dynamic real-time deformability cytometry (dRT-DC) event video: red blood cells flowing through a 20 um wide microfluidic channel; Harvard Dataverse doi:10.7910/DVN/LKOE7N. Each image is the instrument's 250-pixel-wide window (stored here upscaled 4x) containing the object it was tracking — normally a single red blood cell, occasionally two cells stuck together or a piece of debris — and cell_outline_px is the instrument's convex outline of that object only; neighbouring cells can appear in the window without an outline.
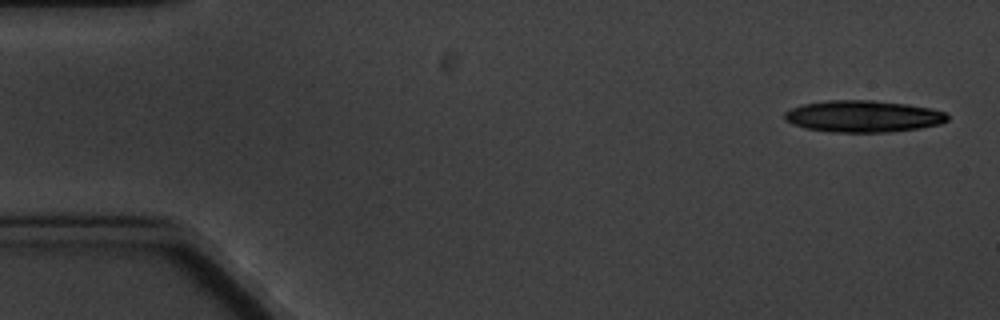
{"species": "common noctule bat (a hibernating species)", "species_latin": "Nyctalus noctula", "temperature_condition": "cold", "stored_images_in_passage": 6, "camera_frame_rate_fps": 3000, "um_per_image_px": 0.085, "animal": {"sex": "male", "body_mass_g": 20.1, "forearm_length_mm": 53.5}, "frame": {"image": 1, "passage_image": 1, "time_ms": 0.0, "image_size_px": [1000, 320], "cell_outline_px": [[948, 120], [940, 124], [920, 128], [888, 132], [832, 132], [808, 128], [792, 124], [784, 120], [784, 112], [792, 108], [804, 104], [828, 100], [872, 100], [908, 104], [932, 108], [948, 112]], "centroid_in_image_um": [73.41, 9.88], "position_along_channel_um": 11.6, "area_um2": 30.23}}